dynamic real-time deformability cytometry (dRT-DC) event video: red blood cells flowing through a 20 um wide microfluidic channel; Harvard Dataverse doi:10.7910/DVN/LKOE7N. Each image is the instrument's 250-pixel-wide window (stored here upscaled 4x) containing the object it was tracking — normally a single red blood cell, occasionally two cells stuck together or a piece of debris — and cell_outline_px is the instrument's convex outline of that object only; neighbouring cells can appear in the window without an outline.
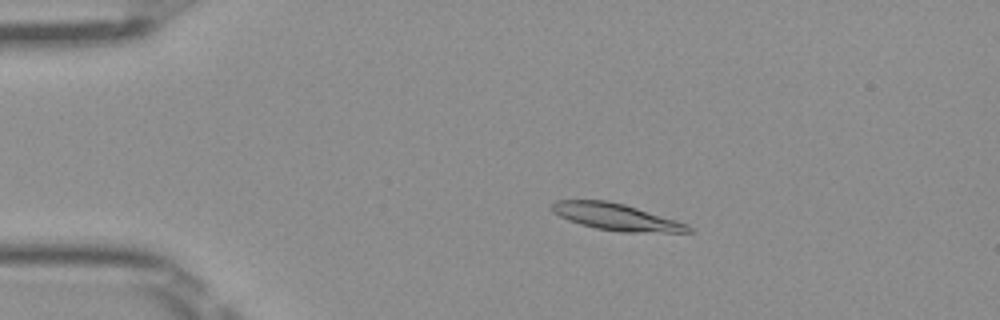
{"species": "Egyptian fruit bat (a non-hibernating species)", "species_latin": "Rousettus aegyptiacus", "temperature_condition": "room temperature", "stored_images_in_passage": 49, "camera_frame_rate_fps": 3000, "um_per_image_px": 0.085, "frame": {"image": 1, "passage_image": 8, "time_ms": 2.333, "image_size_px": [1000, 320], "cell_outline_px": [[696, 232], [620, 232], [596, 228], [580, 224], [568, 220], [552, 212], [552, 204], [556, 200], [608, 200], [624, 204], [676, 220], [688, 224]], "centroid_in_image_um": [52.39, 18.44], "position_along_channel_um": 32.6, "area_um2": 21.21}}
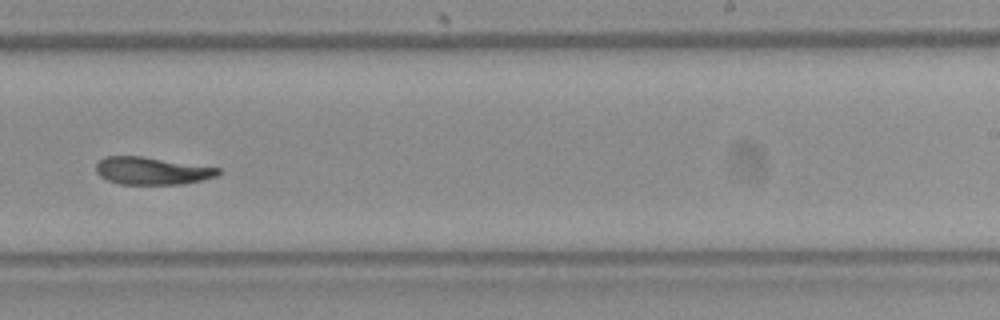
{"frame": {"image": 2, "passage_image": 30, "time_ms": 9.667, "image_size_px": [1000, 320], "cell_outline_px": [[220, 172], [216, 176], [184, 184], [120, 184], [108, 180], [100, 176], [96, 172], [96, 164], [104, 156], [140, 156], [220, 168]], "centroid_in_image_um": [12.88, 14.52], "position_along_channel_um": 276.1, "area_um2": 19.36}}
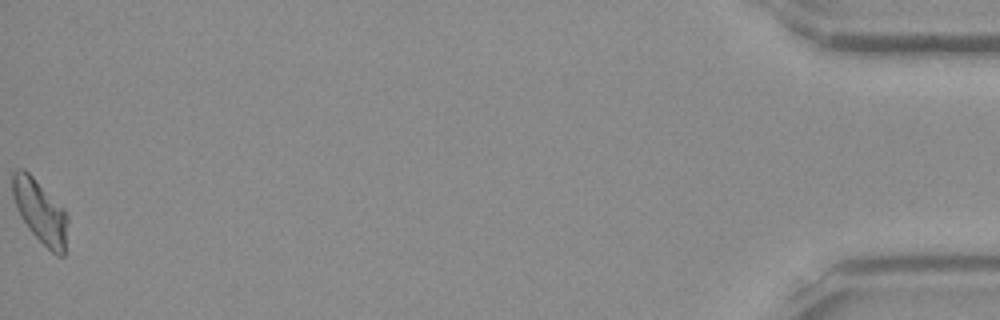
{"frame": {"image": 3, "passage_image": 49, "time_ms": 16.0, "image_size_px": [1000, 320], "cell_outline_px": [[68, 220], [64, 256], [56, 256], [28, 228], [20, 216], [16, 208], [12, 196], [12, 172], [16, 168], [24, 168], [64, 208], [68, 216]], "centroid_in_image_um": [3.4, 17.96], "position_along_channel_um": 431.8, "area_um2": 20.35}}